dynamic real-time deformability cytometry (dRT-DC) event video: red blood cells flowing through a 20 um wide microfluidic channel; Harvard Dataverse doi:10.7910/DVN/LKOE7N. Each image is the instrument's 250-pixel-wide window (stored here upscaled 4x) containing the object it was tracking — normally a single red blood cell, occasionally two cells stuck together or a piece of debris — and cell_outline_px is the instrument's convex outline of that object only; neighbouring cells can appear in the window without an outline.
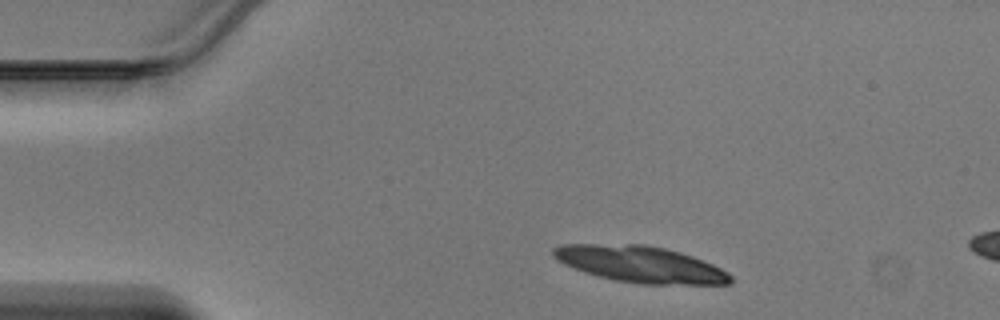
{"species": "Egyptian fruit bat (a non-hibernating species)", "species_latin": "Rousettus aegyptiacus", "temperature_condition": "warm", "stored_images_in_passage": 26, "camera_frame_rate_fps": 3000, "um_per_image_px": 0.085, "animal": {"sex": "male"}, "frame": {"image": 1, "passage_image": 1, "time_ms": 0.0, "image_size_px": [1000, 320], "cell_outline_px": [[732, 284], [644, 284], [616, 280], [584, 272], [564, 264], [556, 260], [552, 256], [552, 248], [560, 244], [644, 244], [664, 248], [680, 252], [692, 256], [712, 264], [728, 272], [732, 276]], "centroid_in_image_um": [54.41, 22.45], "position_along_channel_um": 30.6, "area_um2": 37.51}}
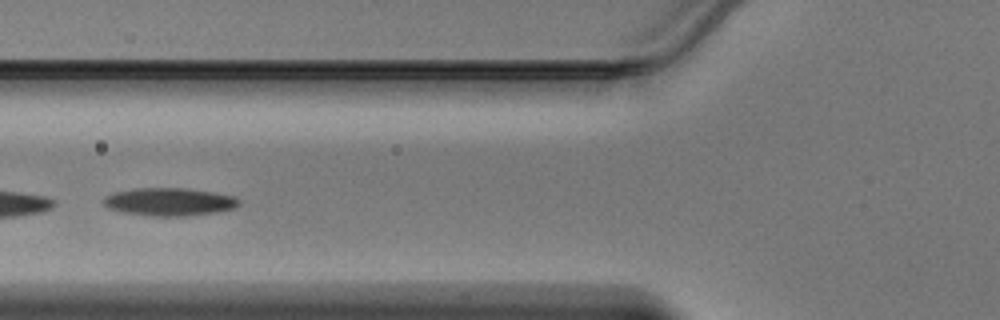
{"frame": {"image": 2, "passage_image": 11, "time_ms": 3.333, "image_size_px": [1000, 320], "cell_outline_px": [[240, 204], [236, 208], [216, 212], [188, 216], [152, 216], [120, 212], [108, 208], [104, 204], [104, 196], [112, 192], [132, 188], [184, 188], [212, 192], [236, 196], [240, 200]], "centroid_in_image_um": [14.39, 17.15], "position_along_channel_um": 111.4, "area_um2": 22.31}}
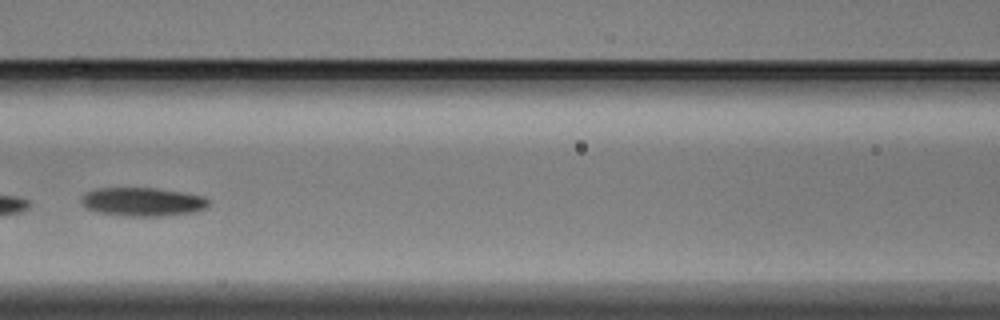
{"frame": {"image": 3, "passage_image": 14, "time_ms": 4.333, "image_size_px": [1000, 320], "cell_outline_px": [[208, 208], [192, 212], [168, 216], [124, 216], [96, 212], [84, 208], [80, 204], [80, 196], [84, 192], [96, 188], [156, 188], [204, 196], [208, 200]], "centroid_in_image_um": [12.04, 17.16], "position_along_channel_um": 154.6, "area_um2": 21.62}}